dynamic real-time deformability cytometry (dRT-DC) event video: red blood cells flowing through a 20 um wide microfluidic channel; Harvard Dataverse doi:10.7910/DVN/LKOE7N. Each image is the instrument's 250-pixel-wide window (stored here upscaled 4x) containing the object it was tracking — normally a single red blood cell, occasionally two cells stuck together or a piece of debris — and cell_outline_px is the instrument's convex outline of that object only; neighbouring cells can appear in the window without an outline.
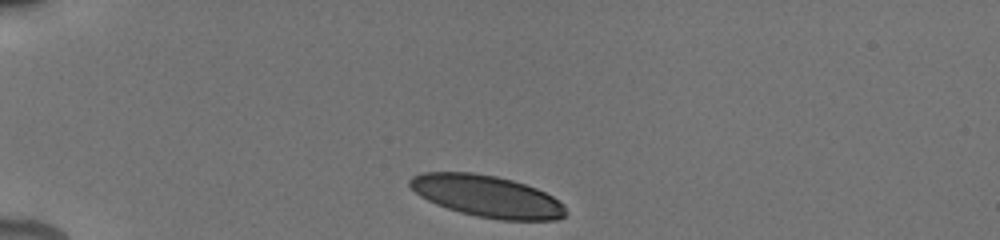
{"species": "human", "species_latin": "Homo sapiens", "temperature_condition": "cold", "stored_images_in_passage": 5, "camera_frame_rate_fps": 3000, "um_per_image_px": 0.085, "donor": {"sex": "male"}, "frame": {"image": 1, "passage_image": 1, "time_ms": 0.0, "image_size_px": [1000, 240], "cell_outline_px": [[568, 212], [564, 216], [556, 220], [500, 220], [476, 216], [460, 212], [436, 204], [420, 196], [408, 184], [408, 180], [412, 176], [420, 172], [472, 172], [496, 176], [512, 180], [536, 188], [552, 196], [564, 204]], "centroid_in_image_um": [41.4, 16.68], "position_along_channel_um": 43.6, "area_um2": 37.97}}